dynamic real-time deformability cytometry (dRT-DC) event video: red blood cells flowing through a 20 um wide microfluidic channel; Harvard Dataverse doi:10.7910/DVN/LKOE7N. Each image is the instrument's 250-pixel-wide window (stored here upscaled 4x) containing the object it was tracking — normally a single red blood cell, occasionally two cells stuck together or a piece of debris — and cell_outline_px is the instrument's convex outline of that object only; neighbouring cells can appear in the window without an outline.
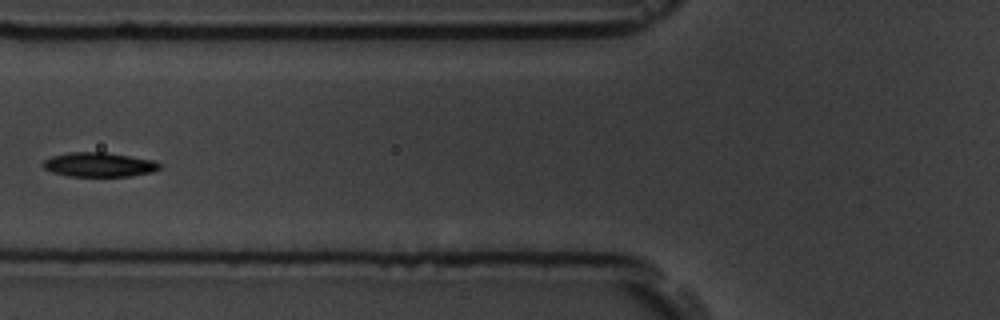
{"species": "common noctule bat (a hibernating species)", "species_latin": "Nyctalus noctula", "temperature_condition": "room temperature", "stored_images_in_passage": 15, "camera_frame_rate_fps": 3000, "um_per_image_px": 0.085, "animal": {"sex": "male", "body_mass_g": 19.5, "forearm_length_mm": 54.6}, "frame": {"image": 1, "passage_image": 5, "time_ms": 5.667, "image_size_px": [1000, 320], "cell_outline_px": [[160, 168], [152, 172], [132, 176], [68, 176], [52, 172], [44, 168], [40, 164], [44, 160], [52, 156], [68, 152], [104, 152], [152, 160], [160, 164]], "centroid_in_image_um": [8.37, 14.0], "position_along_channel_um": 117.4, "area_um2": 16.47}}
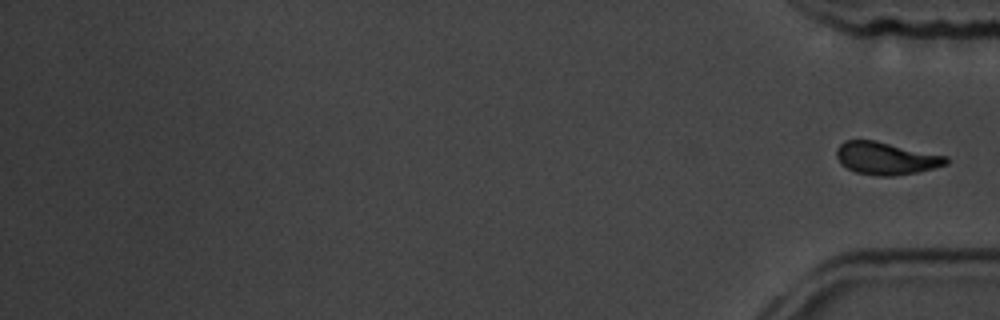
{"frame": {"image": 2, "passage_image": 15, "time_ms": 18.0, "image_size_px": [1000, 320], "cell_outline_px": [[948, 164], [916, 172], [892, 176], [880, 176], [856, 172], [840, 164], [836, 156], [836, 148], [844, 140], [876, 140], [948, 156]], "centroid_in_image_um": [75.29, 13.44], "position_along_channel_um": 359.9, "area_um2": 20.81}}